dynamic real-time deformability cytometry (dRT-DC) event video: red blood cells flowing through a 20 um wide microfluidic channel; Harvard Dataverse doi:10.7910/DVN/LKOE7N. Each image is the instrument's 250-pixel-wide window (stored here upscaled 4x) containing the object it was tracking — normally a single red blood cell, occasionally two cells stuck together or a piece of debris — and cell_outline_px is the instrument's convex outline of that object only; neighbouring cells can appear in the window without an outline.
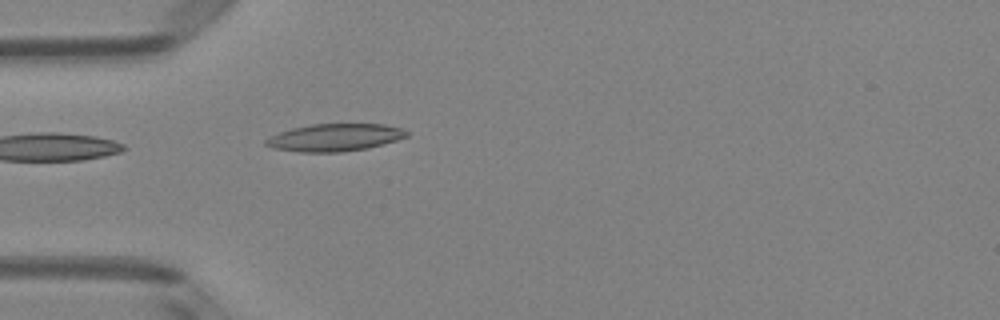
{"species": "Egyptian fruit bat (a non-hibernating species)", "species_latin": "Rousettus aegyptiacus", "temperature_condition": "room temperature", "stored_images_in_passage": 2, "camera_frame_rate_fps": 3000, "um_per_image_px": 0.085, "animal": {"sex": "female"}, "frame": {"image": 1, "passage_image": 2, "time_ms": 0.333, "image_size_px": [1000, 320], "cell_outline_px": [[408, 136], [396, 140], [368, 148], [344, 152], [300, 152], [272, 148], [264, 144], [264, 140], [280, 132], [292, 128], [312, 124], [384, 124], [400, 128], [408, 132]], "centroid_in_image_um": [28.44, 11.69], "position_along_channel_um": 56.6, "area_um2": 22.43}}